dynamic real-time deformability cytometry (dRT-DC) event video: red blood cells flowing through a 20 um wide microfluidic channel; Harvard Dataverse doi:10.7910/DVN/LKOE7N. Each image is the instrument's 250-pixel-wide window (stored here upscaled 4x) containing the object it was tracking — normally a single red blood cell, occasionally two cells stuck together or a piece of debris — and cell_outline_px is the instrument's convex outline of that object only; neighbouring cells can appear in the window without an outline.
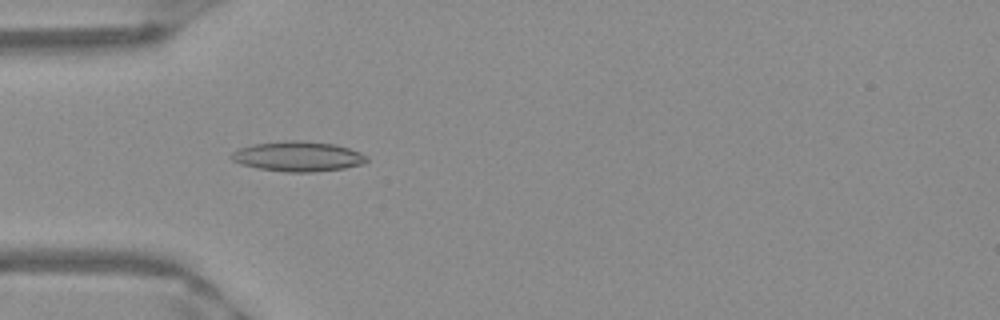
{"species": "Egyptian fruit bat (a non-hibernating species)", "species_latin": "Rousettus aegyptiacus", "temperature_condition": "warm", "stored_images_in_passage": 41, "camera_frame_rate_fps": 3000, "um_per_image_px": 0.085, "frame": {"image": 1, "passage_image": 6, "time_ms": 1.667, "image_size_px": [1000, 320], "cell_outline_px": [[368, 160], [364, 164], [344, 168], [312, 172], [288, 172], [256, 168], [240, 164], [232, 160], [228, 156], [236, 148], [252, 144], [288, 140], [296, 140], [336, 144], [360, 152], [368, 156]], "centroid_in_image_um": [25.29, 13.29], "position_along_channel_um": 59.7, "area_um2": 23.93}}
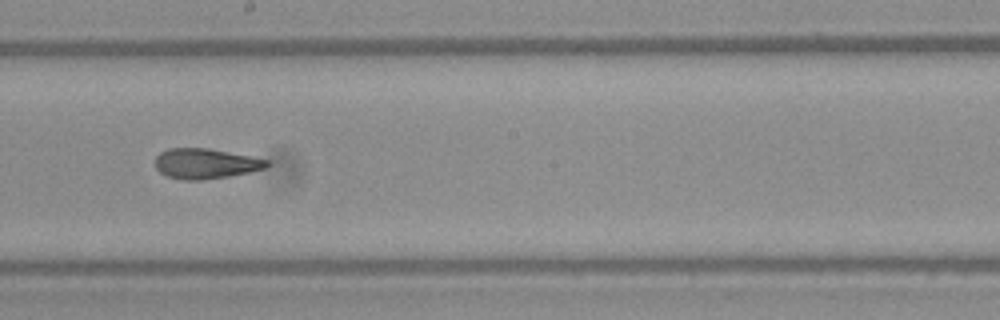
{"frame": {"image": 2, "passage_image": 19, "time_ms": 6.0, "image_size_px": [1000, 320], "cell_outline_px": [[268, 164], [264, 168], [248, 172], [228, 176], [204, 180], [184, 180], [168, 176], [160, 172], [156, 168], [156, 156], [160, 152], [168, 148], [208, 148], [252, 156], [268, 160]], "centroid_in_image_um": [17.45, 13.9], "position_along_channel_um": 230.8, "area_um2": 19.54}}
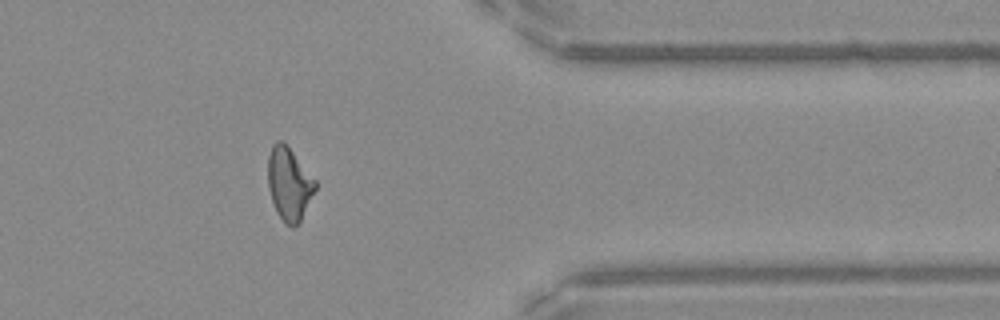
{"frame": {"image": 3, "passage_image": 32, "time_ms": 10.333, "image_size_px": [1000, 320], "cell_outline_px": [[316, 188], [300, 220], [292, 228], [276, 212], [268, 188], [268, 156], [272, 144], [276, 140], [284, 140], [316, 180]], "centroid_in_image_um": [24.56, 15.55], "position_along_channel_um": 386.8, "area_um2": 20.0}, "authors_computed_cell_mechanics": {"area_um2": 20.1144, "velocity_mm_per_s": 3.9846, "shape_relaxation_time_tau1_ms": null, "shape_relaxation_time_tau2_ms": 2.4892, "deformation_change_tau1": null, "deformation_change_tau2": 0.1}}